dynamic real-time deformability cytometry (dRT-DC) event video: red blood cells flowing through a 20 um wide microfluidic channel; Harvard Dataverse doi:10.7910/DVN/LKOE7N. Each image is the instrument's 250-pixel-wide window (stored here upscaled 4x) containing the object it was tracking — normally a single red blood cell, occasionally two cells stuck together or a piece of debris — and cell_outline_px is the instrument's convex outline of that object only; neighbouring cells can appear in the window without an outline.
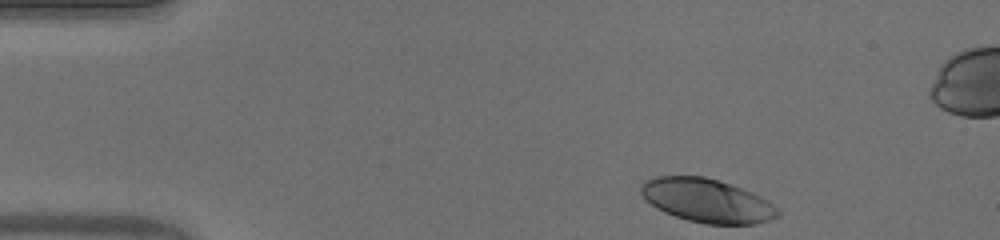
{"species": "human", "species_latin": "Homo sapiens", "temperature_condition": "warm", "stored_images_in_passage": 47, "camera_frame_rate_fps": 3000, "um_per_image_px": 0.085, "donor": {"sex": "male"}, "frame": {"image": 1, "passage_image": 1, "time_ms": 0.0, "image_size_px": [1000, 240], "cell_outline_px": [[780, 216], [756, 224], [704, 224], [688, 220], [664, 212], [656, 208], [644, 200], [640, 192], [640, 184], [644, 180], [656, 176], [704, 176], [752, 192], [760, 196], [772, 204], [780, 212]], "centroid_in_image_um": [60.04, 17.05], "position_along_channel_um": 25.0, "area_um2": 34.8}}
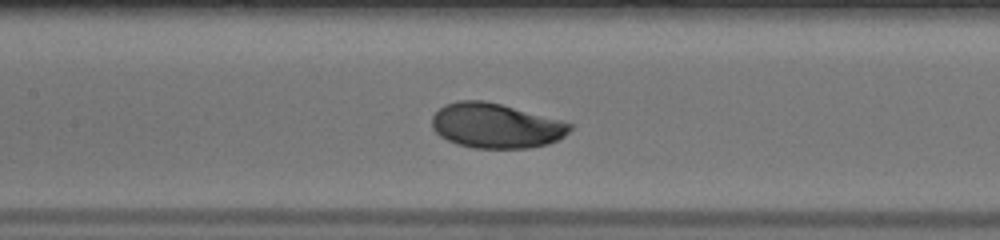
{"frame": {"image": 2, "passage_image": 18, "time_ms": 5.667, "image_size_px": [1000, 240], "cell_outline_px": [[572, 128], [564, 136], [548, 144], [528, 148], [476, 148], [456, 144], [440, 136], [432, 128], [432, 116], [444, 104], [456, 100], [484, 100], [500, 104], [560, 120], [572, 124]], "centroid_in_image_um": [42.11, 10.68], "position_along_channel_um": 165.3, "area_um2": 35.89}}
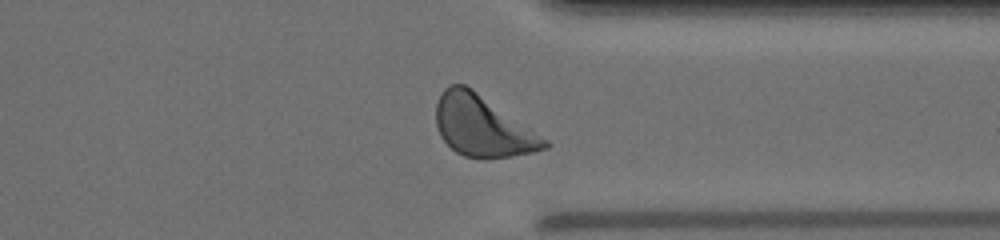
{"frame": {"image": 3, "passage_image": 34, "time_ms": 11.0, "image_size_px": [1000, 240], "cell_outline_px": [[548, 148], [532, 152], [512, 156], [464, 156], [456, 152], [440, 136], [436, 124], [436, 104], [444, 88], [448, 84], [464, 84], [472, 88], [548, 140]], "centroid_in_image_um": [40.98, 10.69], "position_along_channel_um": 370.4, "area_um2": 37.69}, "authors_computed_cell_mechanics": {"area_um2": 35.8938, "velocity_mm_per_s": 3.8753, "shape_relaxation_time_tau1_ms": 2.2692, "shape_relaxation_time_tau2_ms": null, "deformation_change_tau1": 0.1558, "deformation_change_tau2": null}}